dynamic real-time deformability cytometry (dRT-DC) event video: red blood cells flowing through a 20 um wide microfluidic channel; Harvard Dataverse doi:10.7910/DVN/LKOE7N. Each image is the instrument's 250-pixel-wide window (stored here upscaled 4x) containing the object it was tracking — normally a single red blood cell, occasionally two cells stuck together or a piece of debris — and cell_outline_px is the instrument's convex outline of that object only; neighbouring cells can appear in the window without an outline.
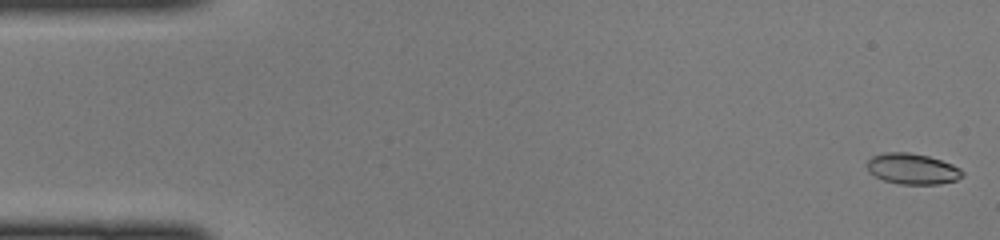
{"species": "common noctule bat (a hibernating species)", "species_latin": "Nyctalus noctula", "temperature_condition": "cold", "stored_images_in_passage": 48, "camera_frame_rate_fps": 3000, "um_per_image_px": 0.085, "animal": {"sex": "female", "body_mass_g": 22.0, "forearm_length_mm": 56.7}, "frame": {"image": 1, "passage_image": 1, "time_ms": 0.0, "image_size_px": [1000, 240], "cell_outline_px": [[964, 176], [956, 180], [940, 184], [900, 184], [884, 180], [868, 172], [864, 164], [872, 156], [888, 152], [908, 152], [928, 156], [952, 164], [960, 168], [964, 172]], "centroid_in_image_um": [77.54, 14.35], "position_along_channel_um": 7.5, "area_um2": 17.22}}
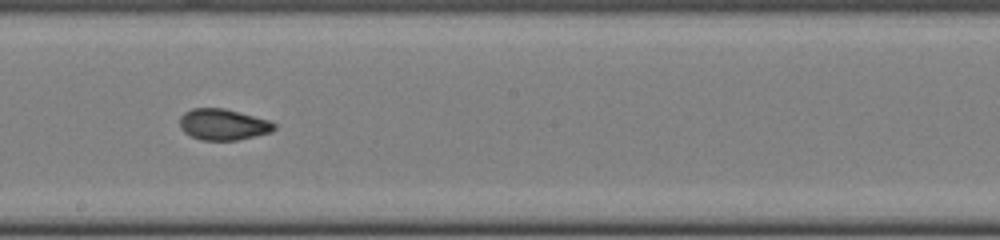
{"frame": {"image": 2, "passage_image": 26, "time_ms": 8.333, "image_size_px": [1000, 240], "cell_outline_px": [[276, 128], [272, 132], [256, 136], [236, 140], [200, 140], [184, 132], [180, 128], [180, 116], [184, 112], [192, 108], [224, 108], [240, 112], [268, 120], [276, 124]], "centroid_in_image_um": [18.96, 10.58], "position_along_channel_um": 229.2, "area_um2": 17.22}}
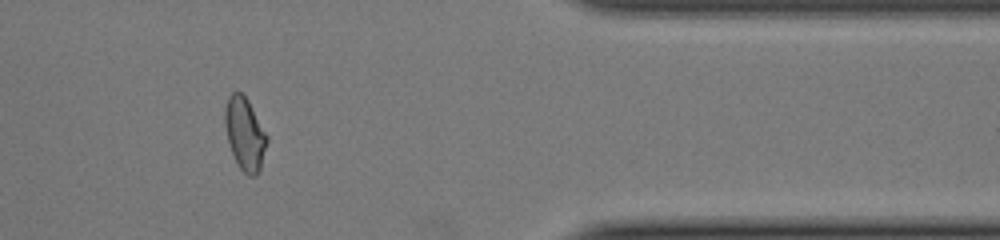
{"frame": {"image": 3, "passage_image": 39, "time_ms": 12.667, "image_size_px": [1000, 240], "cell_outline_px": [[268, 140], [260, 168], [256, 176], [248, 176], [240, 168], [232, 152], [228, 140], [224, 124], [224, 108], [228, 96], [232, 92], [240, 92], [248, 100], [268, 136]], "centroid_in_image_um": [20.8, 11.36], "position_along_channel_um": 390.6, "area_um2": 17.69}}